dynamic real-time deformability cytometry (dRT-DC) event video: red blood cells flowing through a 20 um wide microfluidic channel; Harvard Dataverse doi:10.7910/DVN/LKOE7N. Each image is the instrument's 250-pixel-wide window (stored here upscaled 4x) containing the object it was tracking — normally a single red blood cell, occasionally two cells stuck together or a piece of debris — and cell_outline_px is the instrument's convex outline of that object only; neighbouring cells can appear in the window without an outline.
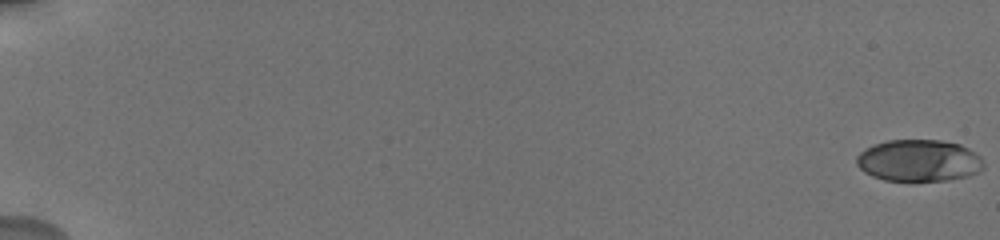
{"species": "human", "species_latin": "Homo sapiens", "temperature_condition": "cold", "stored_images_in_passage": 29, "camera_frame_rate_fps": 3000, "um_per_image_px": 0.085, "donor": {"sex": "male"}, "frame": {"image": 1, "passage_image": 1, "time_ms": 0.0, "image_size_px": [1000, 240], "cell_outline_px": [[984, 168], [968, 176], [948, 180], [884, 180], [872, 176], [864, 172], [856, 164], [856, 156], [864, 148], [872, 144], [888, 140], [940, 140], [960, 144], [976, 152], [980, 156], [984, 164]], "centroid_in_image_um": [78.09, 13.63], "position_along_channel_um": 6.9, "area_um2": 31.1}}
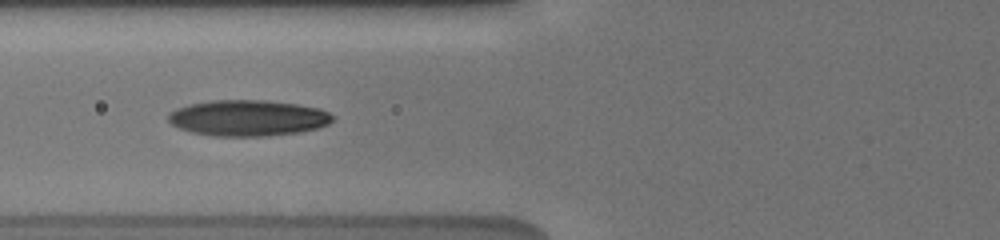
{"frame": {"image": 2, "passage_image": 20, "time_ms": 8.333, "image_size_px": [1000, 240], "cell_outline_px": [[332, 120], [328, 124], [316, 128], [300, 132], [268, 136], [212, 136], [192, 132], [180, 128], [172, 124], [168, 120], [168, 112], [176, 108], [192, 104], [212, 100], [264, 100], [296, 104], [320, 108], [328, 112], [332, 116]], "centroid_in_image_um": [21.06, 10.03], "position_along_channel_um": 104.7, "area_um2": 34.39}}
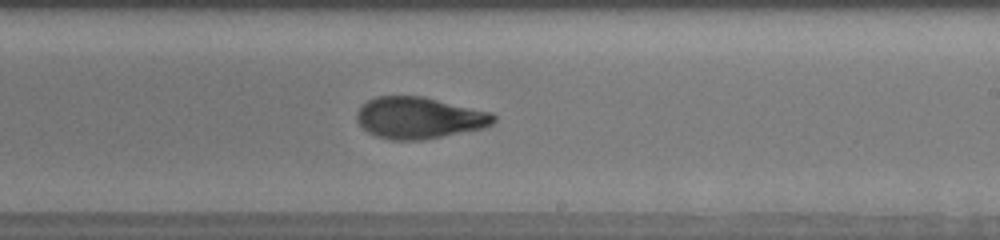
{"frame": {"image": 3, "passage_image": 29, "time_ms": 12.333, "image_size_px": [1000, 240], "cell_outline_px": [[496, 120], [492, 124], [484, 128], [424, 140], [392, 140], [376, 136], [368, 132], [356, 120], [356, 112], [368, 100], [376, 96], [424, 96], [492, 112], [496, 116]], "centroid_in_image_um": [35.65, 10.02], "position_along_channel_um": 253.3, "area_um2": 33.35}}